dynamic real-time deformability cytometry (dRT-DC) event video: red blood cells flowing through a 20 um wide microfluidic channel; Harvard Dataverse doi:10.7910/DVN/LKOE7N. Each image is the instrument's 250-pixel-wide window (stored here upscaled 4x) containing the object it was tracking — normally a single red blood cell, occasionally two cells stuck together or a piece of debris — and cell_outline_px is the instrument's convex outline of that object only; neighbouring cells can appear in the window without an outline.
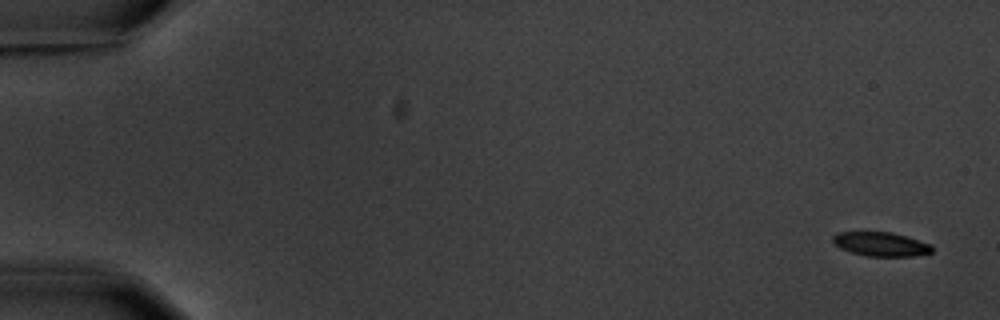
{"species": "common noctule bat (a hibernating species)", "species_latin": "Nyctalus noctula", "temperature_condition": "warm", "stored_images_in_passage": 8, "camera_frame_rate_fps": 3000, "um_per_image_px": 0.085, "animal": {"sex": "male", "body_mass_g": 20.1, "forearm_length_mm": 53.5}, "frame": {"image": 1, "passage_image": 1, "time_ms": 0.0, "image_size_px": [1000, 320], "cell_outline_px": [[932, 252], [912, 256], [868, 256], [852, 252], [840, 248], [832, 244], [832, 236], [836, 232], [892, 232], [928, 244], [932, 248]], "centroid_in_image_um": [74.78, 20.75], "position_along_channel_um": 10.2, "area_um2": 13.7}}
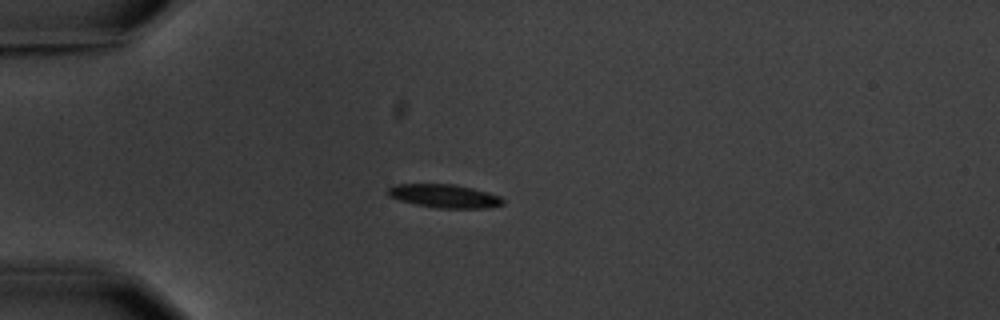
{"frame": {"image": 2, "passage_image": 5, "time_ms": 4.667, "image_size_px": [1000, 320], "cell_outline_px": [[504, 204], [484, 208], [436, 208], [416, 204], [400, 200], [388, 196], [388, 188], [396, 184], [452, 184], [472, 188], [488, 192], [500, 196], [504, 200]], "centroid_in_image_um": [37.78, 16.66], "position_along_channel_um": 47.2, "area_um2": 15.61}}